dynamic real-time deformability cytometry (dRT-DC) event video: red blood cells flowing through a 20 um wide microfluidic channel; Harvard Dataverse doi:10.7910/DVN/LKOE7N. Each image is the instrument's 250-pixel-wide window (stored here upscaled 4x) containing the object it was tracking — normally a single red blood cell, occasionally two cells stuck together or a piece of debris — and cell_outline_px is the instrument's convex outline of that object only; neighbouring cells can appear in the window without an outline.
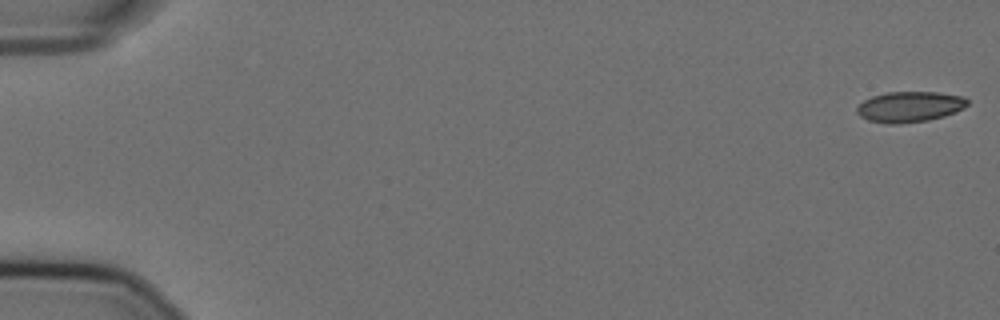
{"species": "Egyptian fruit bat (a non-hibernating species)", "species_latin": "Rousettus aegyptiacus", "temperature_condition": "cold", "stored_images_in_passage": 10, "camera_frame_rate_fps": 3000, "um_per_image_px": 0.085, "animal": {"sex": "female"}, "frame": {"image": 1, "passage_image": 1, "time_ms": 0.0, "image_size_px": [1000, 320], "cell_outline_px": [[968, 104], [964, 108], [956, 112], [944, 116], [928, 120], [900, 124], [888, 124], [868, 120], [860, 116], [856, 112], [856, 108], [864, 100], [872, 96], [888, 92], [940, 92], [964, 96], [968, 100]], "centroid_in_image_um": [77.34, 9.07], "position_along_channel_um": 7.7, "area_um2": 19.88}}